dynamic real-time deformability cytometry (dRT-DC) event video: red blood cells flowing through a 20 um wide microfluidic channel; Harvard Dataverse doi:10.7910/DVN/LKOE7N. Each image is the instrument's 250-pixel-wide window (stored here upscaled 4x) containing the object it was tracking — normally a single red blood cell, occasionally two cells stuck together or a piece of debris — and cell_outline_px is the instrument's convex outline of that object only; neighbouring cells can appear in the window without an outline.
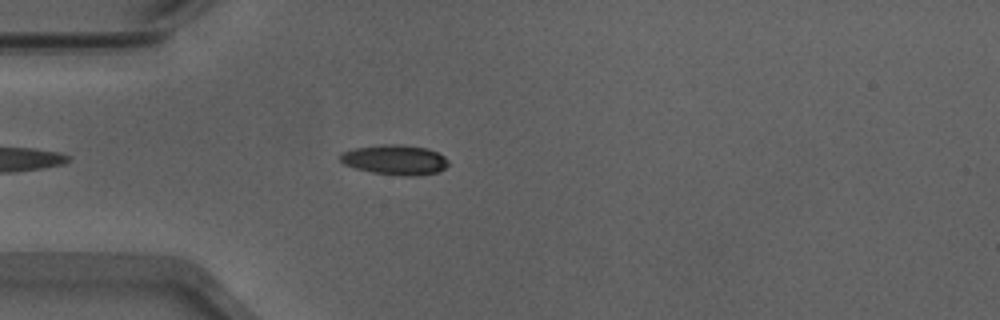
{"species": "Egyptian fruit bat (a non-hibernating species)", "species_latin": "Rousettus aegyptiacus", "temperature_condition": "warm", "stored_images_in_passage": 40, "camera_frame_rate_fps": 3000, "um_per_image_px": 0.085, "animal": {"sex": "male"}, "frame": {"image": 1, "passage_image": 5, "time_ms": 1.333, "image_size_px": [1000, 320], "cell_outline_px": [[448, 164], [440, 172], [420, 176], [404, 176], [372, 172], [356, 168], [344, 164], [340, 160], [340, 152], [356, 148], [384, 144], [400, 144], [428, 148], [444, 156], [448, 160]], "centroid_in_image_um": [33.6, 13.59], "position_along_channel_um": 51.4, "area_um2": 18.96}}
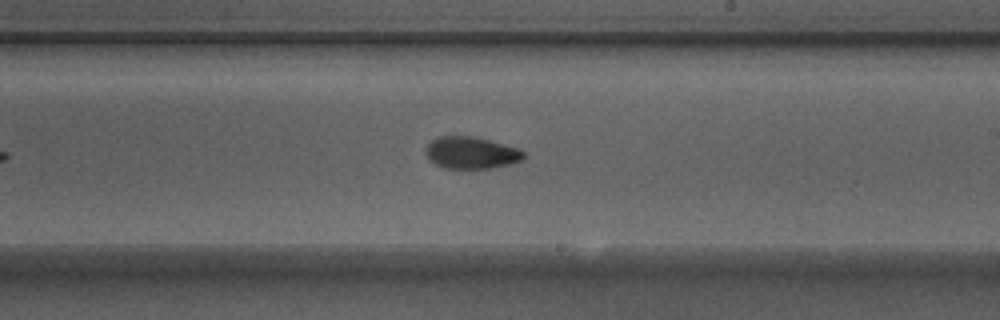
{"frame": {"image": 2, "passage_image": 21, "time_ms": 6.667, "image_size_px": [1000, 320], "cell_outline_px": [[524, 160], [492, 168], [444, 168], [436, 164], [424, 152], [424, 148], [436, 136], [472, 136], [520, 148], [524, 152]], "centroid_in_image_um": [40.05, 12.98], "position_along_channel_um": 248.9, "area_um2": 18.21}}
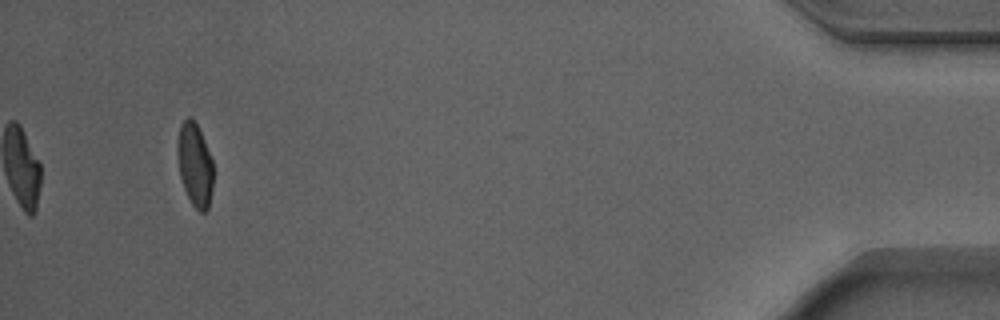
{"frame": {"image": 3, "passage_image": 40, "time_ms": 13.0, "image_size_px": [1000, 320], "cell_outline_px": [[212, 188], [208, 208], [204, 212], [200, 212], [192, 204], [184, 188], [180, 176], [176, 152], [180, 124], [188, 116], [196, 124], [200, 132], [212, 160]], "centroid_in_image_um": [16.54, 14.01], "position_along_channel_um": 418.7, "area_um2": 17.05}, "authors_computed_cell_mechanics": {"area_um2": 18.2359, "velocity_mm_per_s": 3.8938, "shape_relaxation_time_tau1_ms": 5.2811, "shape_relaxation_time_tau2_ms": 2.2612, "deformation_change_tau1": 0.1452, "deformation_change_tau2": 0.0674}}